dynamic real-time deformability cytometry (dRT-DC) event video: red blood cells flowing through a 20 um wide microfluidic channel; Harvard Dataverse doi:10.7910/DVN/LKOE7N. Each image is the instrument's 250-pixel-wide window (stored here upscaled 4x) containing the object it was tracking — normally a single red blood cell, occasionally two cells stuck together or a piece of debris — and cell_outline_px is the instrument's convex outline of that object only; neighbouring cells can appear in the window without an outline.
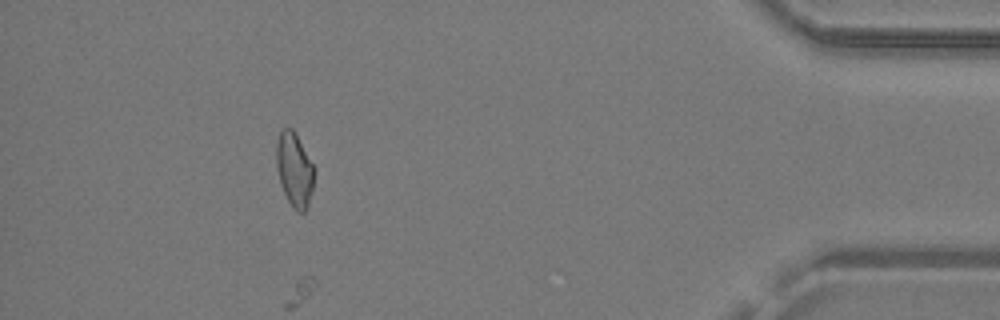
{"species": "common noctule bat (a hibernating species)", "species_latin": "Nyctalus noctula", "temperature_condition": "warm", "stored_images_in_passage": 29, "camera_frame_rate_fps": 3000, "um_per_image_px": 0.085, "animal": {"sex": "male", "body_mass_g": 19.2, "forearm_length_mm": 51.8}, "frame": {"image": 1, "passage_image": 27, "time_ms": 8.667, "image_size_px": [1000, 320], "cell_outline_px": [[316, 168], [312, 192], [308, 204], [304, 212], [296, 212], [292, 208], [280, 184], [276, 168], [276, 144], [280, 132], [284, 128], [292, 128]], "centroid_in_image_um": [25.03, 14.44], "position_along_channel_um": 410.2, "area_um2": 16.53}}